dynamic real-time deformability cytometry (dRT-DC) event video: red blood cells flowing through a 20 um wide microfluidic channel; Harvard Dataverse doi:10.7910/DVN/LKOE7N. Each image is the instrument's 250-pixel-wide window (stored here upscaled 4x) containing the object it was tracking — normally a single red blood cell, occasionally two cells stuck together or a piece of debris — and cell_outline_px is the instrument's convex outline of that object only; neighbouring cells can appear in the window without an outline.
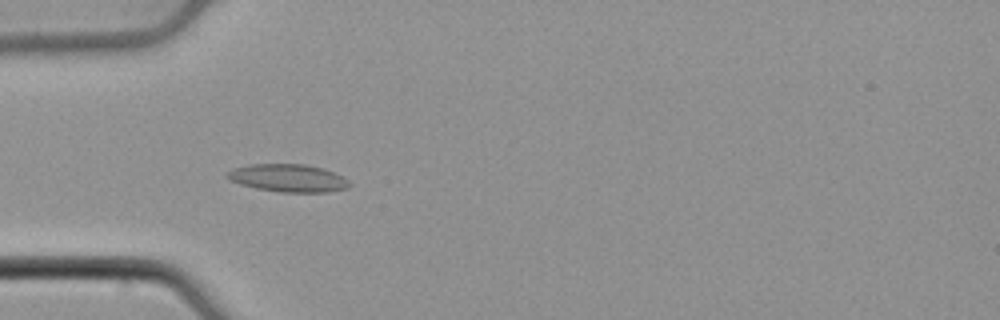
{"species": "common noctule bat (a hibernating species)", "species_latin": "Nyctalus noctula", "temperature_condition": "cold", "stored_images_in_passage": 55, "camera_frame_rate_fps": 3000, "um_per_image_px": 0.085, "animal": {"sex": "male", "body_mass_g": 21.5, "forearm_length_mm": 52.0}, "frame": {"image": 1, "passage_image": 18, "time_ms": 5.667, "image_size_px": [1000, 320], "cell_outline_px": [[352, 184], [348, 188], [328, 192], [280, 192], [256, 188], [240, 184], [228, 180], [224, 176], [224, 172], [232, 168], [248, 164], [304, 164], [324, 168], [344, 176]], "centroid_in_image_um": [24.46, 15.13], "position_along_channel_um": 60.5, "area_um2": 20.17}}
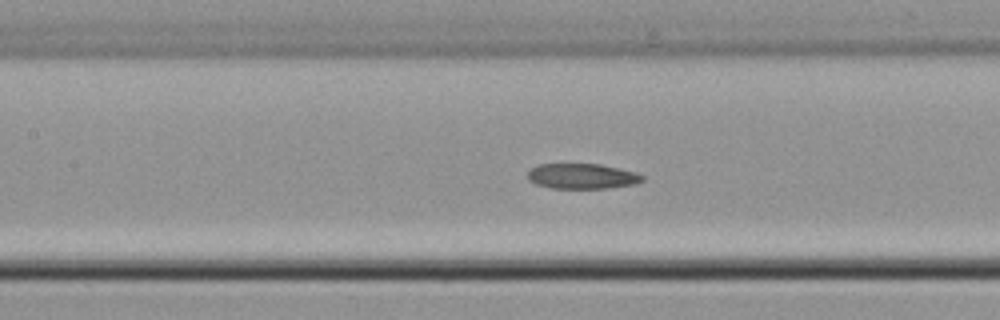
{"frame": {"image": 2, "passage_image": 26, "time_ms": 8.333, "image_size_px": [1000, 320], "cell_outline_px": [[644, 180], [636, 184], [608, 188], [552, 188], [536, 184], [528, 180], [528, 168], [540, 164], [600, 164], [620, 168], [636, 172], [644, 176]], "centroid_in_image_um": [49.48, 14.97], "position_along_channel_um": 157.9, "area_um2": 17.05}}
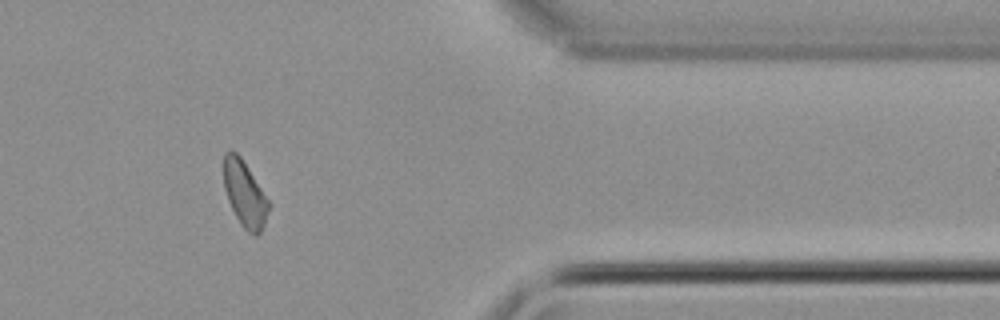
{"frame": {"image": 3, "passage_image": 46, "time_ms": 15.0, "image_size_px": [1000, 320], "cell_outline_px": [[272, 204], [264, 224], [260, 232], [256, 236], [248, 232], [240, 224], [228, 200], [224, 188], [224, 152], [236, 152], [240, 156]], "centroid_in_image_um": [20.83, 16.51], "position_along_channel_um": 390.6, "area_um2": 17.17}}